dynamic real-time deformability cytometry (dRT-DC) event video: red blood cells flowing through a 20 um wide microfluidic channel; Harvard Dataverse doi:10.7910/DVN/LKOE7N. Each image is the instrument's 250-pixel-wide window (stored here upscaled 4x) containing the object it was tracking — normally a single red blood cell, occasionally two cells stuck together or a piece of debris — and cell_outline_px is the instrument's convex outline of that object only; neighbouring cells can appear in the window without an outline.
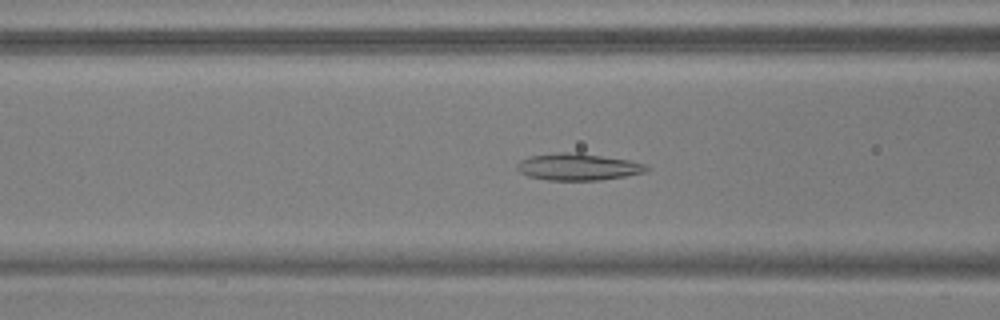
{"species": "common noctule bat (a hibernating species)", "species_latin": "Nyctalus noctula", "temperature_condition": "warm", "stored_images_in_passage": 53, "camera_frame_rate_fps": 3000, "um_per_image_px": 0.085, "animal": {"sex": "male", "body_mass_g": 17.9, "forearm_length_mm": 54.2}, "frame": {"image": 1, "passage_image": 21, "time_ms": 6.667, "image_size_px": [1000, 320], "cell_outline_px": [[652, 168], [644, 172], [624, 176], [600, 180], [548, 180], [528, 176], [520, 172], [516, 168], [516, 164], [520, 160], [528, 156], [556, 152], [576, 152], [628, 160], [644, 164]], "centroid_in_image_um": [49.09, 14.17], "position_along_channel_um": 117.5, "area_um2": 20.29}}
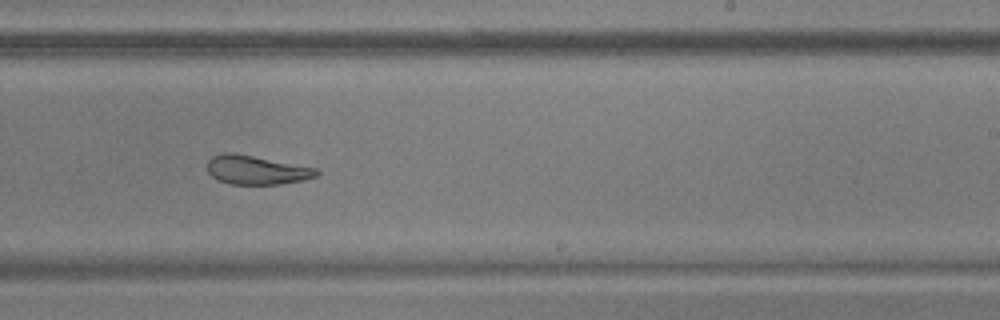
{"frame": {"image": 2, "passage_image": 33, "time_ms": 10.667, "image_size_px": [1000, 320], "cell_outline_px": [[320, 172], [316, 176], [304, 180], [280, 184], [228, 184], [212, 176], [208, 172], [208, 160], [212, 156], [224, 152], [232, 152], [316, 168]], "centroid_in_image_um": [21.79, 14.45], "position_along_channel_um": 267.2, "area_um2": 18.26}}
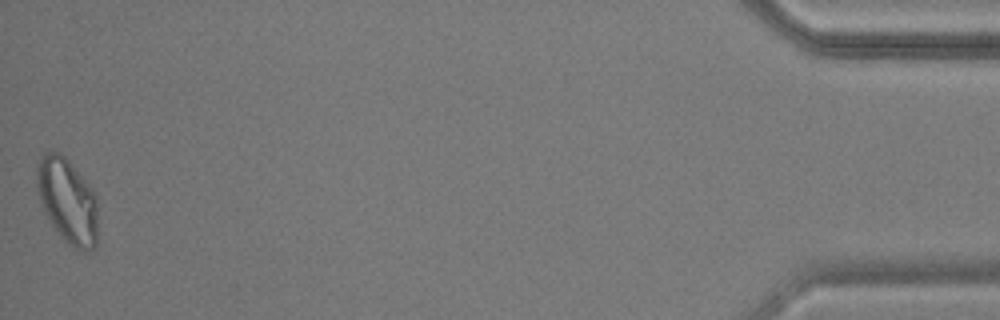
{"frame": {"image": 3, "passage_image": 53, "time_ms": 17.333, "image_size_px": [1000, 320], "cell_outline_px": [[96, 244], [92, 252], [80, 252], [68, 244], [64, 240], [52, 224], [44, 212], [40, 204], [36, 184], [36, 168], [40, 156], [44, 152], [60, 152], [68, 160], [96, 192]], "centroid_in_image_um": [5.72, 17.07], "position_along_channel_um": 429.5, "area_um2": 30.52}, "authors_computed_cell_mechanics": {"area_um2": 22.1374, "velocity_mm_per_s": 3.7439, "shape_relaxation_time_tau1_ms": null, "shape_relaxation_time_tau2_ms": 4.3975, "deformation_change_tau1": null, "deformation_change_tau2": 0.1154}}